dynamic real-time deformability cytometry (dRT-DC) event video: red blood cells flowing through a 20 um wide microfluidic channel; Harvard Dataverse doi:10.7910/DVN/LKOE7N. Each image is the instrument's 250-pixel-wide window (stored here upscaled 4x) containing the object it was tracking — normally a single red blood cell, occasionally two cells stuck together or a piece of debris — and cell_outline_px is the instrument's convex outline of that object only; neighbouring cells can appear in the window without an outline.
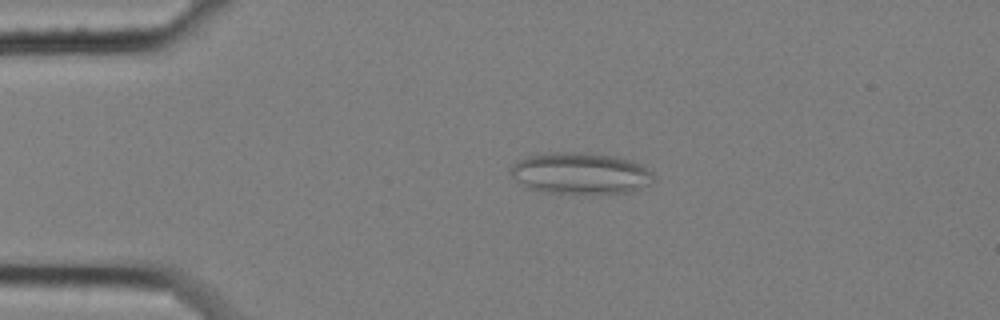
{"species": "common noctule bat (a hibernating species)", "species_latin": "Nyctalus noctula", "temperature_condition": "cold", "stored_images_in_passage": 48, "camera_frame_rate_fps": 3000, "um_per_image_px": 0.085, "animal": {"sex": "female", "body_mass_g": 25.1}, "frame": {"image": 1, "passage_image": 2, "time_ms": 0.333, "image_size_px": [1000, 320], "cell_outline_px": [[656, 180], [632, 192], [544, 192], [528, 188], [516, 180], [508, 172], [508, 168], [516, 160], [528, 156], [552, 152], [588, 152], [612, 156], [632, 160], [640, 164], [652, 172], [656, 176]], "centroid_in_image_um": [49.31, 14.7], "position_along_channel_um": 35.7, "area_um2": 34.51}}
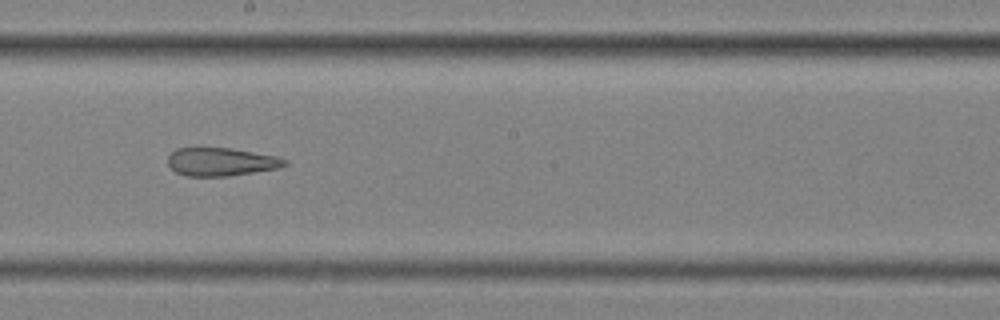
{"frame": {"image": 2, "passage_image": 22, "time_ms": 7.0, "image_size_px": [1000, 320], "cell_outline_px": [[288, 164], [280, 168], [228, 176], [188, 176], [176, 172], [168, 164], [168, 156], [176, 148], [232, 148], [276, 156], [288, 160]], "centroid_in_image_um": [18.82, 13.75], "position_along_channel_um": 229.4, "area_um2": 19.19}}
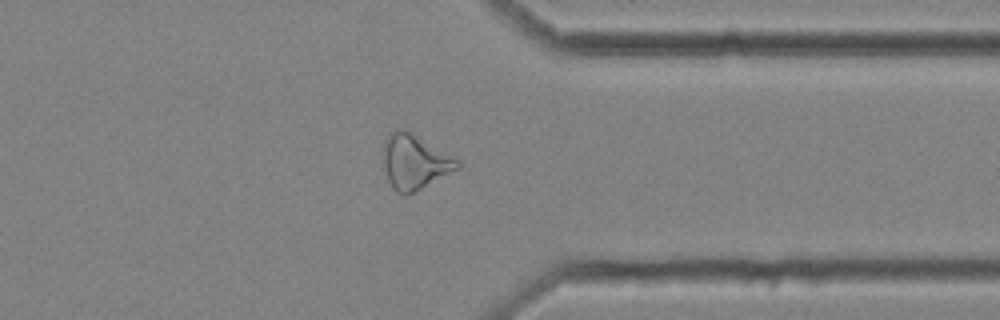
{"frame": {"image": 3, "passage_image": 35, "time_ms": 11.333, "image_size_px": [1000, 320], "cell_outline_px": [[460, 168], [404, 196], [396, 192], [392, 188], [388, 180], [384, 164], [384, 144], [388, 136], [396, 128], [400, 128], [412, 132], [460, 160]], "centroid_in_image_um": [35.25, 13.75], "position_along_channel_um": 376.1, "area_um2": 23.35}, "authors_computed_cell_mechanics": {"area_um2": 23.4379, "velocity_mm_per_s": 3.4713, "shape_relaxation_time_tau1_ms": null, "shape_relaxation_time_tau2_ms": 2.7202, "deformation_change_tau1": null, "deformation_change_tau2": 0.1279}}